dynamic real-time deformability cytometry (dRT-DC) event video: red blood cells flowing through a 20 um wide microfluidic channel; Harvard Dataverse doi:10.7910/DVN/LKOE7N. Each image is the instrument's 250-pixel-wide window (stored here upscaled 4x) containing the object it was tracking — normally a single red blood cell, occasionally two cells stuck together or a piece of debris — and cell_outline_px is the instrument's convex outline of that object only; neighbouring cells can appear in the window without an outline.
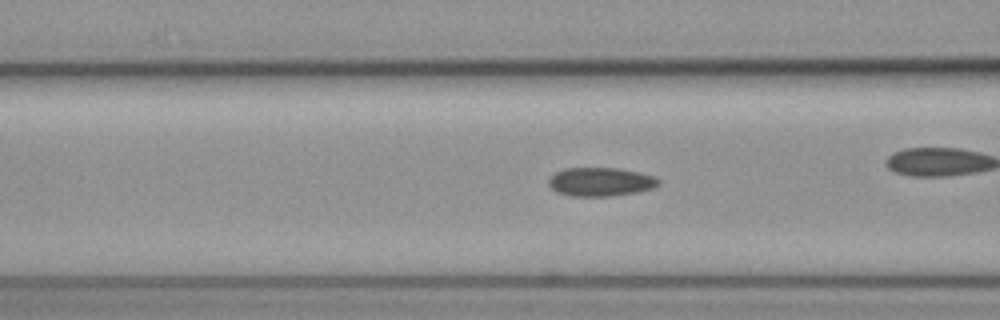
{"species": "common noctule bat (a hibernating species)", "species_latin": "Nyctalus noctula", "temperature_condition": "cold", "stored_images_in_passage": 41, "camera_frame_rate_fps": 3000, "um_per_image_px": 0.085, "animal": {"sex": "female", "body_mass_g": 19.3, "forearm_length_mm": 54.1}, "frame": {"image": 1, "passage_image": 18, "time_ms": 5.667, "image_size_px": [1000, 320], "cell_outline_px": [[660, 184], [652, 188], [640, 192], [612, 196], [572, 196], [556, 192], [548, 184], [548, 180], [556, 172], [564, 168], [620, 168], [652, 176], [660, 180]], "centroid_in_image_um": [51.04, 15.46], "position_along_channel_um": 115.6, "area_um2": 18.38}}
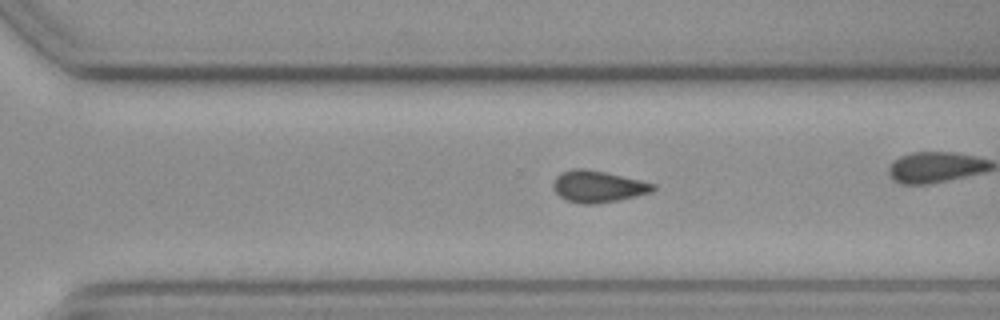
{"frame": {"image": 2, "passage_image": 35, "time_ms": 11.333, "image_size_px": [1000, 320], "cell_outline_px": [[656, 188], [652, 192], [636, 196], [596, 204], [580, 204], [564, 200], [552, 188], [552, 184], [556, 176], [560, 172], [572, 168], [588, 168], [640, 180], [656, 184]], "centroid_in_image_um": [50.79, 15.84], "position_along_channel_um": 319.8, "area_um2": 18.67}}